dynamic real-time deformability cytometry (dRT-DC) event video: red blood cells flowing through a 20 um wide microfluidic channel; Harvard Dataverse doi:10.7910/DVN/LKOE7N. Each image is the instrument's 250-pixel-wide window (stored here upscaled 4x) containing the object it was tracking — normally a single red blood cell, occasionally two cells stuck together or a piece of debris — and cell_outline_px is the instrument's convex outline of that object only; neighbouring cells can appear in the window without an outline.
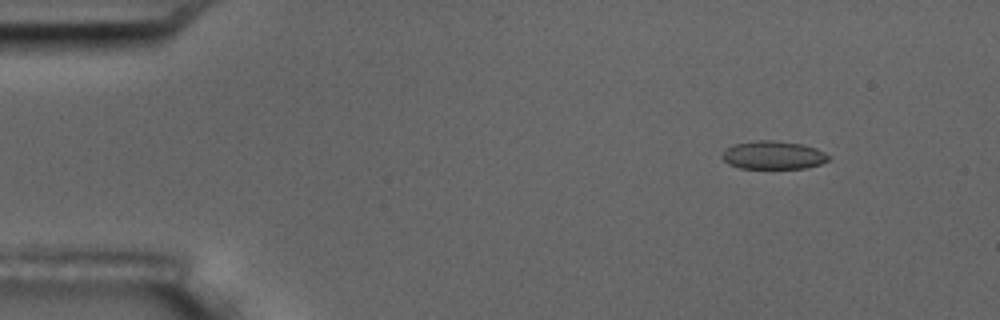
{"species": "common noctule bat (a hibernating species)", "species_latin": "Nyctalus noctula", "temperature_condition": "room temperature", "stored_images_in_passage": 5, "camera_frame_rate_fps": 3000, "um_per_image_px": 0.085, "animal": {"sex": "male", "body_mass_g": 17.5, "forearm_length_mm": 52.3}, "frame": {"image": 1, "passage_image": 1, "time_ms": 0.0, "image_size_px": [1000, 320], "cell_outline_px": [[832, 156], [828, 160], [820, 164], [804, 168], [740, 168], [728, 164], [720, 156], [728, 148], [736, 144], [756, 140], [772, 140], [804, 144], [816, 148]], "centroid_in_image_um": [65.76, 13.18], "position_along_channel_um": 19.2, "area_um2": 17.46}}
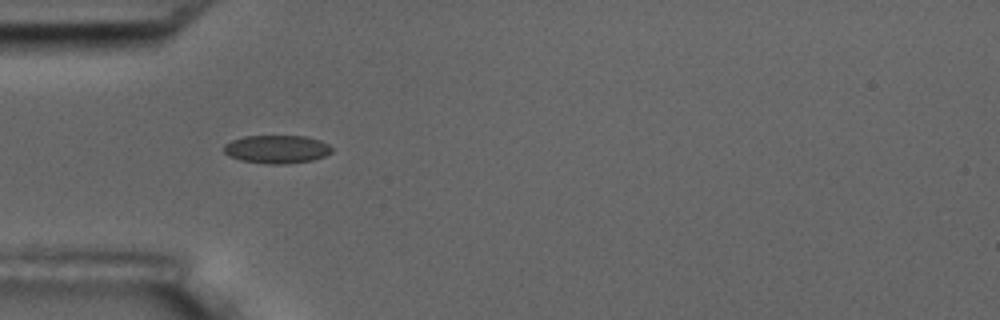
{"frame": {"image": 2, "passage_image": 4, "time_ms": 3.667, "image_size_px": [1000, 320], "cell_outline_px": [[332, 152], [324, 156], [312, 160], [288, 164], [268, 164], [240, 160], [228, 156], [224, 152], [224, 144], [232, 140], [244, 136], [304, 136], [320, 140], [328, 144], [332, 148]], "centroid_in_image_um": [23.51, 12.69], "position_along_channel_um": 61.5, "area_um2": 17.8}}